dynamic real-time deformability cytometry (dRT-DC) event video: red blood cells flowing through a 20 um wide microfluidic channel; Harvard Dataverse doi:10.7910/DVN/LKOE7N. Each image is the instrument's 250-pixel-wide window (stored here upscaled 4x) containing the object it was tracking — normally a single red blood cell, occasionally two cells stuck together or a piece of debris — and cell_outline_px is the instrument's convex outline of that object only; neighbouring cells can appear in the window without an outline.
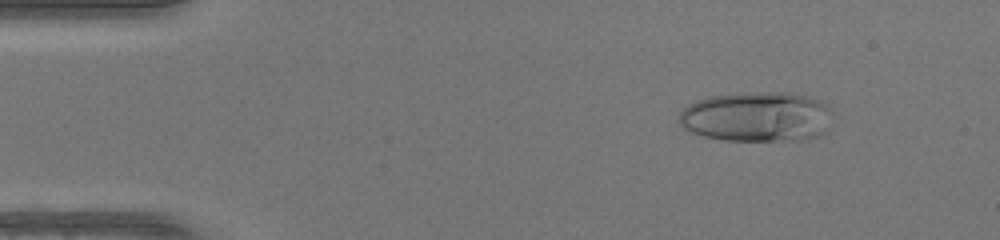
{"species": "human", "species_latin": "Homo sapiens", "temperature_condition": "warm", "stored_images_in_passage": 48, "camera_frame_rate_fps": 3000, "um_per_image_px": 0.085, "donor": {"sex": "female"}, "frame": {"image": 1, "passage_image": 6, "time_ms": 1.667, "image_size_px": [1000, 240], "cell_outline_px": [[832, 112], [824, 132], [816, 136], [800, 140], [724, 140], [704, 136], [692, 132], [684, 128], [676, 120], [680, 112], [688, 104], [696, 100], [708, 96], [736, 92], [788, 92], [808, 96], [820, 100], [828, 104], [832, 108]], "centroid_in_image_um": [64.31, 9.9], "position_along_channel_um": 20.7, "area_um2": 45.26}}
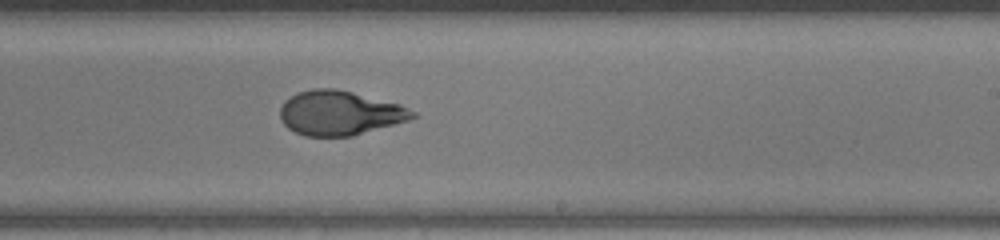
{"frame": {"image": 2, "passage_image": 29, "time_ms": 9.333, "image_size_px": [1000, 240], "cell_outline_px": [[420, 116], [408, 120], [352, 136], [304, 136], [288, 128], [280, 120], [280, 108], [284, 100], [296, 92], [312, 88], [336, 88], [400, 104], [416, 112]], "centroid_in_image_um": [28.86, 9.59], "position_along_channel_um": 260.1, "area_um2": 34.45}}
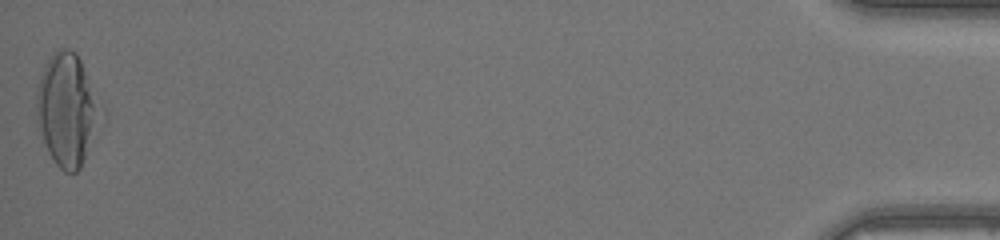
{"frame": {"image": 3, "passage_image": 48, "time_ms": 15.667, "image_size_px": [1000, 240], "cell_outline_px": [[108, 112], [80, 168], [76, 172], [64, 172], [56, 164], [48, 152], [36, 116], [36, 88], [44, 64], [52, 52], [60, 48], [68, 48], [76, 52]], "centroid_in_image_um": [5.78, 9.3], "position_along_channel_um": 429.4, "area_um2": 43.35}, "authors_computed_cell_mechanics": {"area_um2": 35.4314, "velocity_mm_per_s": 4.284, "shape_relaxation_time_tau1_ms": null, "shape_relaxation_time_tau2_ms": 1.0951, "deformation_change_tau1": null, "deformation_change_tau2": 0.0702}}